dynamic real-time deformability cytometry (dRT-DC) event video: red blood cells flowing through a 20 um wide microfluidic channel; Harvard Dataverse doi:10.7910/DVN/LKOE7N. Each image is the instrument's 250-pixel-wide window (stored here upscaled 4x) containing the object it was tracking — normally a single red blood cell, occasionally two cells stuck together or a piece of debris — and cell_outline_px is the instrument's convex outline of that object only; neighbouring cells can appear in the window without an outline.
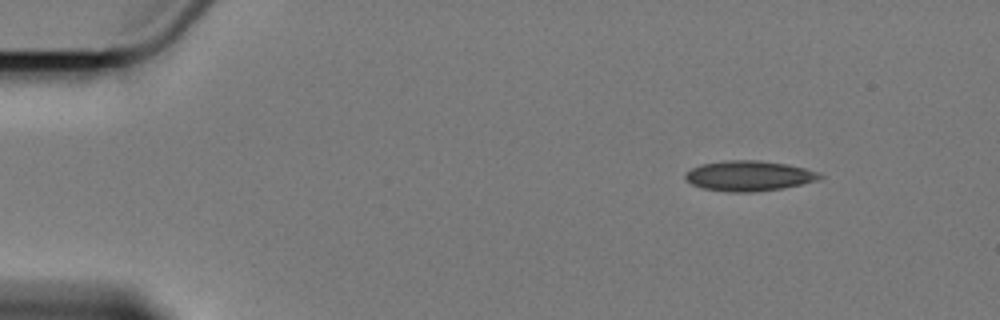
{"species": "Egyptian fruit bat (a non-hibernating species)", "species_latin": "Rousettus aegyptiacus", "temperature_condition": "cold", "stored_images_in_passage": 6, "camera_frame_rate_fps": 3000, "um_per_image_px": 0.085, "animal": {"sex": "female"}, "frame": {"image": 1, "passage_image": 1, "time_ms": 0.0, "image_size_px": [1000, 320], "cell_outline_px": [[824, 176], [820, 180], [780, 188], [752, 192], [728, 192], [704, 188], [692, 184], [684, 176], [692, 168], [700, 164], [724, 160], [760, 160], [788, 164], [820, 172]], "centroid_in_image_um": [63.69, 14.93], "position_along_channel_um": 21.3, "area_um2": 23.64}}
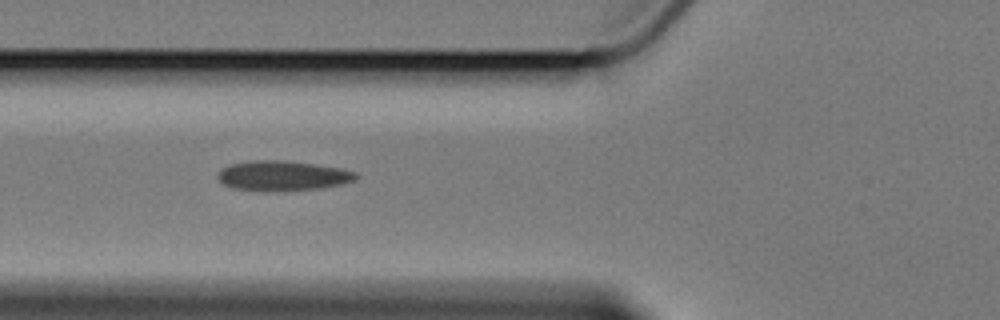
{"frame": {"image": 2, "passage_image": 5, "time_ms": 5.0, "image_size_px": [1000, 320], "cell_outline_px": [[356, 176], [352, 180], [340, 184], [320, 188], [284, 192], [260, 192], [232, 188], [224, 184], [216, 176], [220, 168], [228, 164], [252, 160], [288, 160], [340, 168], [356, 172]], "centroid_in_image_um": [23.93, 14.95], "position_along_channel_um": 101.9, "area_um2": 24.57}}
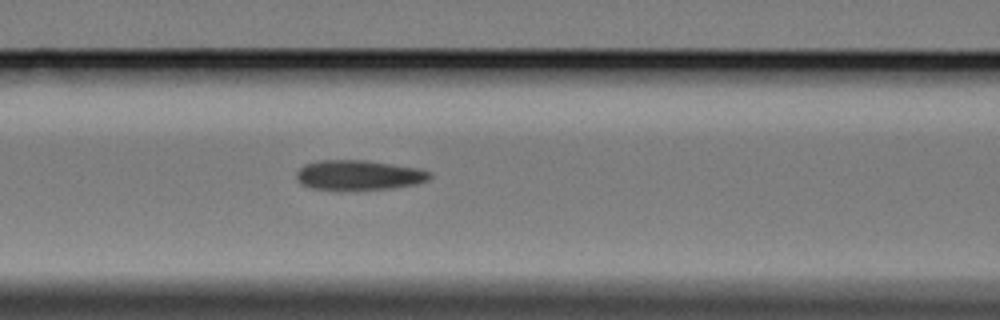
{"frame": {"image": 3, "passage_image": 6, "time_ms": 6.0, "image_size_px": [1000, 320], "cell_outline_px": [[432, 176], [428, 180], [416, 184], [388, 188], [308, 188], [300, 184], [296, 180], [296, 172], [304, 164], [316, 160], [368, 160], [416, 168], [432, 172]], "centroid_in_image_um": [30.46, 14.85], "position_along_channel_um": 136.1, "area_um2": 22.83}}